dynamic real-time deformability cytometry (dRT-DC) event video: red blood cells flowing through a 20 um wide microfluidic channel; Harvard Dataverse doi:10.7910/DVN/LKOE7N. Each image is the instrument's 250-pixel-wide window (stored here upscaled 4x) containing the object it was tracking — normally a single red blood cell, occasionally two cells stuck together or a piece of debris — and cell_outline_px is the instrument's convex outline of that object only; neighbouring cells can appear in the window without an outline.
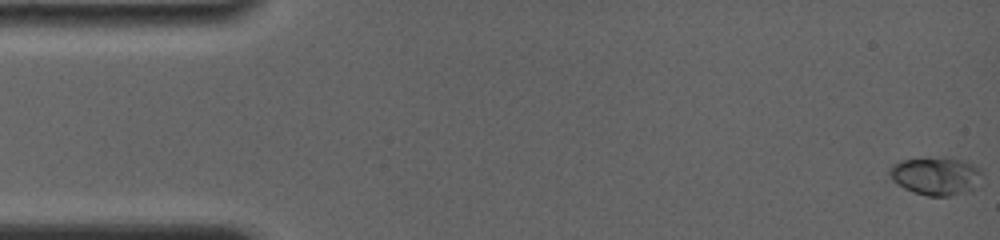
{"species": "common noctule bat (a hibernating species)", "species_latin": "Nyctalus noctula", "temperature_condition": "room temperature", "stored_images_in_passage": 50, "camera_frame_rate_fps": 4000, "um_per_image_px": 0.085, "animal": {"sex": "female", "body_mass_g": 19.0, "forearm_length_mm": 56.7}, "frame": {"image": 1, "passage_image": 1, "time_ms": 0.0, "image_size_px": [1000, 240], "cell_outline_px": [[980, 184], [976, 188], [968, 192], [948, 196], [928, 196], [912, 192], [904, 188], [892, 180], [888, 172], [888, 168], [892, 164], [900, 160], [944, 156], [948, 156], [964, 160], [980, 168]], "centroid_in_image_um": [79.55, 14.94], "position_along_channel_um": 5.5, "area_um2": 21.04}}
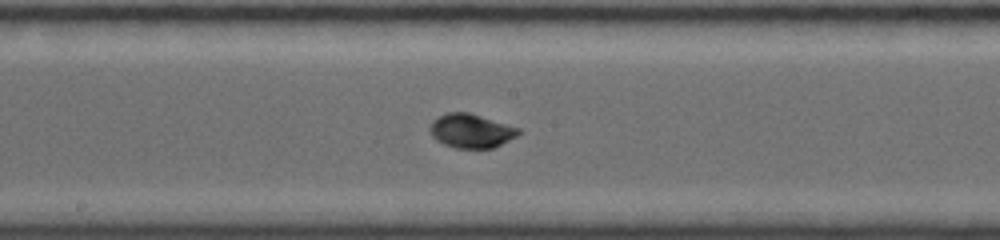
{"frame": {"image": 2, "passage_image": 26, "time_ms": 8.75, "image_size_px": [1000, 240], "cell_outline_px": [[520, 132], [516, 136], [492, 148], [456, 148], [444, 144], [436, 140], [432, 136], [428, 128], [432, 120], [448, 112], [468, 112], [520, 128]], "centroid_in_image_um": [40.0, 11.12], "position_along_channel_um": 208.2, "area_um2": 17.4}}
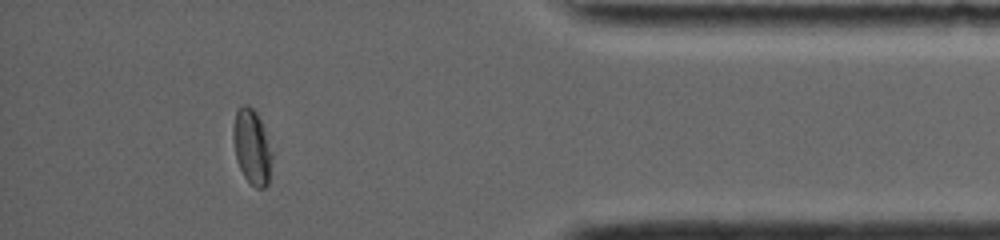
{"frame": {"image": 3, "passage_image": 46, "time_ms": 14.75, "image_size_px": [1000, 240], "cell_outline_px": [[272, 156], [268, 184], [264, 188], [256, 188], [244, 176], [236, 160], [232, 140], [232, 128], [236, 112], [240, 104], [248, 104], [256, 112], [264, 128], [272, 152]], "centroid_in_image_um": [21.39, 12.45], "position_along_channel_um": 413.8, "area_um2": 17.11}, "authors_computed_cell_mechanics": {"area_um2": 16.9932, "velocity_mm_per_s": 3.8143, "shape_relaxation_time_tau1_ms": 3.5019, "shape_relaxation_time_tau2_ms": 0.8047, "deformation_change_tau1": 0.1241, "deformation_change_tau2": 0.0245}}